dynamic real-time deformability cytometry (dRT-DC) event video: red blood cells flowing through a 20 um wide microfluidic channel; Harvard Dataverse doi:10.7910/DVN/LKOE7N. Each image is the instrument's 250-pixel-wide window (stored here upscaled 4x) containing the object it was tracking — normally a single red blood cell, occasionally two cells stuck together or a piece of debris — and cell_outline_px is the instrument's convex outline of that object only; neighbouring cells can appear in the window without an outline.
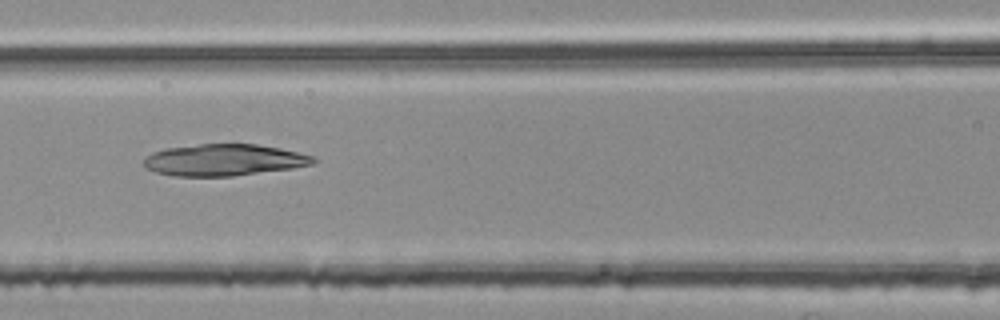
{"species": "common noctule bat (a hibernating species)", "species_latin": "Nyctalus noctula", "temperature_condition": "room temperature", "stored_images_in_passage": 6, "camera_frame_rate_fps": 3000, "um_per_image_px": 0.085, "animal": {"sex": "female", "body_mass_g": 25.1}, "frame": {"image": 1, "passage_image": 4, "time_ms": 1.0, "image_size_px": [1000, 320], "cell_outline_px": [[316, 160], [312, 164], [292, 168], [232, 176], [176, 176], [156, 172], [148, 168], [144, 164], [144, 156], [152, 152], [168, 148], [200, 144], [256, 144], [280, 148], [316, 156]], "centroid_in_image_um": [19.05, 13.59], "position_along_channel_um": 147.5, "area_um2": 31.1}}
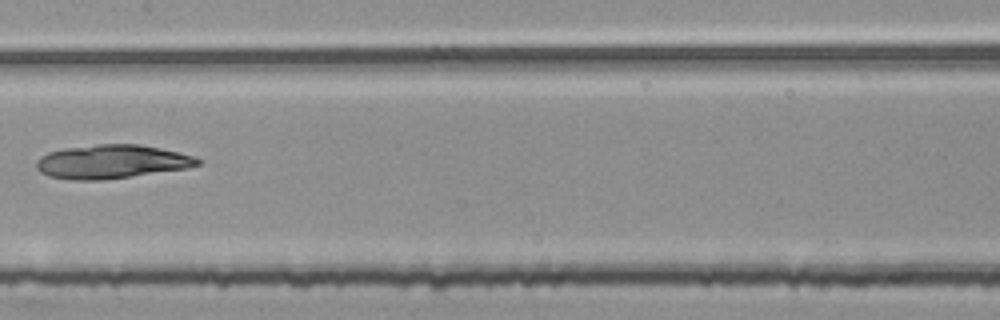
{"frame": {"image": 2, "passage_image": 5, "time_ms": 1.333, "image_size_px": [1000, 320], "cell_outline_px": [[200, 164], [188, 168], [100, 180], [72, 180], [48, 176], [40, 172], [36, 168], [36, 160], [40, 156], [48, 152], [64, 148], [96, 144], [136, 144], [176, 152], [192, 156], [200, 160]], "centroid_in_image_um": [9.41, 13.74], "position_along_channel_um": 198.0, "area_um2": 31.39}}
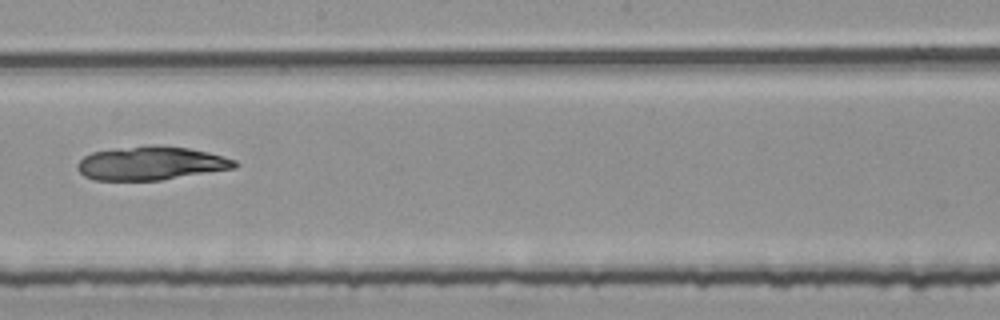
{"frame": {"image": 3, "passage_image": 6, "time_ms": 1.667, "image_size_px": [1000, 320], "cell_outline_px": [[240, 164], [236, 168], [160, 180], [96, 180], [84, 176], [76, 168], [76, 164], [84, 156], [92, 152], [156, 144], [188, 148], [208, 152], [236, 160]], "centroid_in_image_um": [12.86, 13.88], "position_along_channel_um": 235.3, "area_um2": 30.69}}